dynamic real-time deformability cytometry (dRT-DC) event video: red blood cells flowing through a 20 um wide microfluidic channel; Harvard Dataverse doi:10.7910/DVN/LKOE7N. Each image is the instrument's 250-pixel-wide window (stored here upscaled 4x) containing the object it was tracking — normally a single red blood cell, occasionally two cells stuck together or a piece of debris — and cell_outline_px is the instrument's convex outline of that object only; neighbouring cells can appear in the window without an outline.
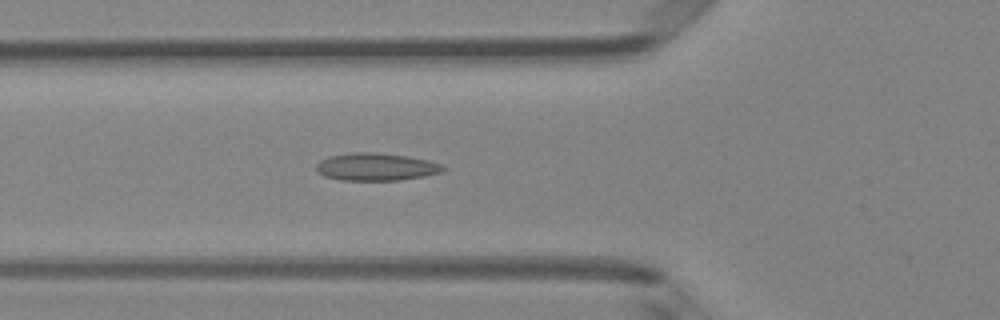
{"species": "Egyptian fruit bat (a non-hibernating species)", "species_latin": "Rousettus aegyptiacus", "temperature_condition": "room temperature", "stored_images_in_passage": 46, "camera_frame_rate_fps": 3000, "um_per_image_px": 0.085, "animal": {"sex": "female"}, "frame": {"image": 1, "passage_image": 18, "time_ms": 5.667, "image_size_px": [1000, 320], "cell_outline_px": [[448, 168], [440, 172], [424, 176], [400, 180], [340, 180], [324, 176], [316, 168], [316, 164], [320, 160], [328, 156], [352, 152], [376, 152], [408, 156], [428, 160], [444, 164]], "centroid_in_image_um": [31.99, 14.17], "position_along_channel_um": 93.8, "area_um2": 20.52}}
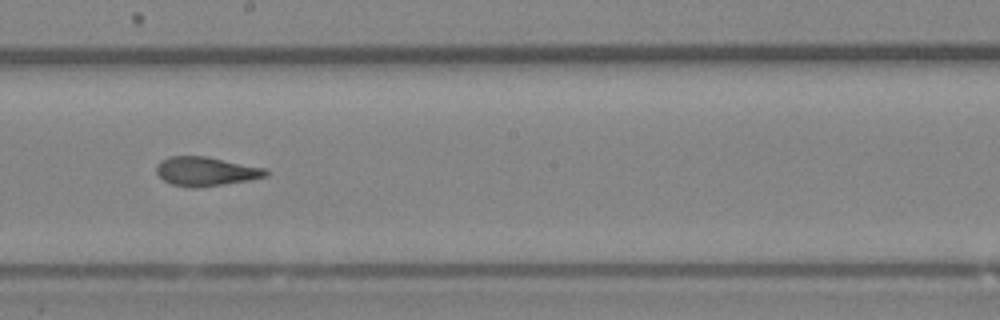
{"frame": {"image": 2, "passage_image": 28, "time_ms": 9.0, "image_size_px": [1000, 320], "cell_outline_px": [[268, 176], [248, 180], [200, 188], [192, 188], [172, 184], [164, 180], [156, 172], [156, 164], [160, 160], [168, 156], [204, 156], [268, 168]], "centroid_in_image_um": [17.5, 14.56], "position_along_channel_um": 230.7, "area_um2": 18.67}}
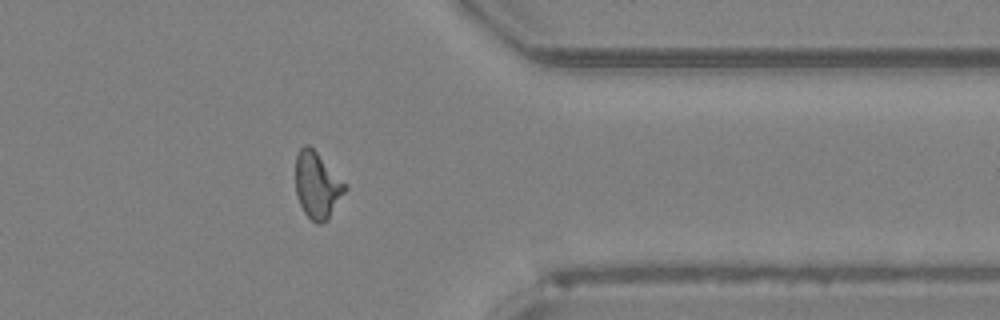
{"frame": {"image": 3, "passage_image": 40, "time_ms": 13.0, "image_size_px": [1000, 320], "cell_outline_px": [[348, 188], [328, 220], [320, 224], [316, 224], [304, 212], [296, 196], [296, 156], [300, 148], [304, 144], [308, 144], [348, 184]], "centroid_in_image_um": [26.99, 15.76], "position_along_channel_um": 384.4, "area_um2": 19.31}, "authors_computed_cell_mechanics": {"area_um2": 19.2763, "velocity_mm_per_s": 4.1077, "shape_relaxation_time_tau1_ms": null, "shape_relaxation_time_tau2_ms": 2.098, "deformation_change_tau1": null, "deformation_change_tau2": 0.0897}}